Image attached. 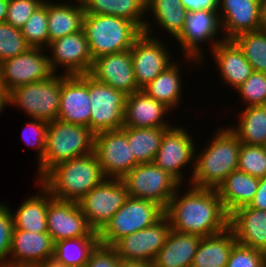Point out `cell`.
Masks as SVG:
<instances>
[{
    "mask_svg": "<svg viewBox=\"0 0 266 267\" xmlns=\"http://www.w3.org/2000/svg\"><path fill=\"white\" fill-rule=\"evenodd\" d=\"M128 196L157 203L164 210L181 185L172 175L153 162L136 165L123 178Z\"/></svg>",
    "mask_w": 266,
    "mask_h": 267,
    "instance_id": "obj_9",
    "label": "cell"
},
{
    "mask_svg": "<svg viewBox=\"0 0 266 267\" xmlns=\"http://www.w3.org/2000/svg\"><path fill=\"white\" fill-rule=\"evenodd\" d=\"M37 267H61V266L55 265L53 262H48Z\"/></svg>",
    "mask_w": 266,
    "mask_h": 267,
    "instance_id": "obj_53",
    "label": "cell"
},
{
    "mask_svg": "<svg viewBox=\"0 0 266 267\" xmlns=\"http://www.w3.org/2000/svg\"><path fill=\"white\" fill-rule=\"evenodd\" d=\"M183 7L190 12L200 10L218 11L219 0H181Z\"/></svg>",
    "mask_w": 266,
    "mask_h": 267,
    "instance_id": "obj_47",
    "label": "cell"
},
{
    "mask_svg": "<svg viewBox=\"0 0 266 267\" xmlns=\"http://www.w3.org/2000/svg\"><path fill=\"white\" fill-rule=\"evenodd\" d=\"M201 238L197 234L180 233L171 229L153 262L154 267H191Z\"/></svg>",
    "mask_w": 266,
    "mask_h": 267,
    "instance_id": "obj_28",
    "label": "cell"
},
{
    "mask_svg": "<svg viewBox=\"0 0 266 267\" xmlns=\"http://www.w3.org/2000/svg\"><path fill=\"white\" fill-rule=\"evenodd\" d=\"M6 106L8 107V104H7V94L2 90L0 89V114L5 110Z\"/></svg>",
    "mask_w": 266,
    "mask_h": 267,
    "instance_id": "obj_52",
    "label": "cell"
},
{
    "mask_svg": "<svg viewBox=\"0 0 266 267\" xmlns=\"http://www.w3.org/2000/svg\"><path fill=\"white\" fill-rule=\"evenodd\" d=\"M259 187V178L238 169L232 171L218 186L216 191L224 210L229 216L235 210L249 206Z\"/></svg>",
    "mask_w": 266,
    "mask_h": 267,
    "instance_id": "obj_27",
    "label": "cell"
},
{
    "mask_svg": "<svg viewBox=\"0 0 266 267\" xmlns=\"http://www.w3.org/2000/svg\"><path fill=\"white\" fill-rule=\"evenodd\" d=\"M175 61L162 71L144 90L151 98L164 103L171 110L180 106L182 101V80L180 63Z\"/></svg>",
    "mask_w": 266,
    "mask_h": 267,
    "instance_id": "obj_33",
    "label": "cell"
},
{
    "mask_svg": "<svg viewBox=\"0 0 266 267\" xmlns=\"http://www.w3.org/2000/svg\"><path fill=\"white\" fill-rule=\"evenodd\" d=\"M181 186L177 188L164 210V214L170 221L171 229L180 233L207 237L221 233L228 228L229 216L224 210L216 189L200 188L188 184L189 189H185L186 192H184V186L182 190Z\"/></svg>",
    "mask_w": 266,
    "mask_h": 267,
    "instance_id": "obj_1",
    "label": "cell"
},
{
    "mask_svg": "<svg viewBox=\"0 0 266 267\" xmlns=\"http://www.w3.org/2000/svg\"><path fill=\"white\" fill-rule=\"evenodd\" d=\"M120 259L112 246L98 244L91 252L86 267H120Z\"/></svg>",
    "mask_w": 266,
    "mask_h": 267,
    "instance_id": "obj_46",
    "label": "cell"
},
{
    "mask_svg": "<svg viewBox=\"0 0 266 267\" xmlns=\"http://www.w3.org/2000/svg\"><path fill=\"white\" fill-rule=\"evenodd\" d=\"M54 242L48 233L13 230L8 267H37L52 262Z\"/></svg>",
    "mask_w": 266,
    "mask_h": 267,
    "instance_id": "obj_20",
    "label": "cell"
},
{
    "mask_svg": "<svg viewBox=\"0 0 266 267\" xmlns=\"http://www.w3.org/2000/svg\"><path fill=\"white\" fill-rule=\"evenodd\" d=\"M27 44L32 48H44L49 45L47 0L32 13L21 29Z\"/></svg>",
    "mask_w": 266,
    "mask_h": 267,
    "instance_id": "obj_38",
    "label": "cell"
},
{
    "mask_svg": "<svg viewBox=\"0 0 266 267\" xmlns=\"http://www.w3.org/2000/svg\"><path fill=\"white\" fill-rule=\"evenodd\" d=\"M194 137L190 135L183 125H173L168 128L161 140L160 147L153 163L172 175L181 185L187 184L184 177V168L188 165L193 170L190 171L188 183L191 180L194 166L197 145ZM196 145V146H195ZM185 181V182H184Z\"/></svg>",
    "mask_w": 266,
    "mask_h": 267,
    "instance_id": "obj_10",
    "label": "cell"
},
{
    "mask_svg": "<svg viewBox=\"0 0 266 267\" xmlns=\"http://www.w3.org/2000/svg\"><path fill=\"white\" fill-rule=\"evenodd\" d=\"M89 75L125 95L140 90L136 85L130 49L94 59Z\"/></svg>",
    "mask_w": 266,
    "mask_h": 267,
    "instance_id": "obj_21",
    "label": "cell"
},
{
    "mask_svg": "<svg viewBox=\"0 0 266 267\" xmlns=\"http://www.w3.org/2000/svg\"><path fill=\"white\" fill-rule=\"evenodd\" d=\"M85 14L112 15L135 23L144 31L147 0H81Z\"/></svg>",
    "mask_w": 266,
    "mask_h": 267,
    "instance_id": "obj_32",
    "label": "cell"
},
{
    "mask_svg": "<svg viewBox=\"0 0 266 267\" xmlns=\"http://www.w3.org/2000/svg\"><path fill=\"white\" fill-rule=\"evenodd\" d=\"M46 51L55 74L83 75L92 68L94 59L83 29L50 42ZM61 68L63 72H58Z\"/></svg>",
    "mask_w": 266,
    "mask_h": 267,
    "instance_id": "obj_15",
    "label": "cell"
},
{
    "mask_svg": "<svg viewBox=\"0 0 266 267\" xmlns=\"http://www.w3.org/2000/svg\"><path fill=\"white\" fill-rule=\"evenodd\" d=\"M164 43L155 33L143 32L130 49L136 85L139 89H143L174 63L171 59L172 51H169L168 45Z\"/></svg>",
    "mask_w": 266,
    "mask_h": 267,
    "instance_id": "obj_16",
    "label": "cell"
},
{
    "mask_svg": "<svg viewBox=\"0 0 266 267\" xmlns=\"http://www.w3.org/2000/svg\"><path fill=\"white\" fill-rule=\"evenodd\" d=\"M94 153L105 178L122 179L139 164L122 129L95 134Z\"/></svg>",
    "mask_w": 266,
    "mask_h": 267,
    "instance_id": "obj_13",
    "label": "cell"
},
{
    "mask_svg": "<svg viewBox=\"0 0 266 267\" xmlns=\"http://www.w3.org/2000/svg\"><path fill=\"white\" fill-rule=\"evenodd\" d=\"M99 244L98 236L56 241L52 262L61 267H86L91 252Z\"/></svg>",
    "mask_w": 266,
    "mask_h": 267,
    "instance_id": "obj_35",
    "label": "cell"
},
{
    "mask_svg": "<svg viewBox=\"0 0 266 267\" xmlns=\"http://www.w3.org/2000/svg\"><path fill=\"white\" fill-rule=\"evenodd\" d=\"M237 119L229 128L242 144L266 147V105L245 107Z\"/></svg>",
    "mask_w": 266,
    "mask_h": 267,
    "instance_id": "obj_34",
    "label": "cell"
},
{
    "mask_svg": "<svg viewBox=\"0 0 266 267\" xmlns=\"http://www.w3.org/2000/svg\"><path fill=\"white\" fill-rule=\"evenodd\" d=\"M211 137L199 152L196 147L195 166L189 182L192 186L217 189L232 171L237 170L241 142L236 134L227 126L216 128Z\"/></svg>",
    "mask_w": 266,
    "mask_h": 267,
    "instance_id": "obj_2",
    "label": "cell"
},
{
    "mask_svg": "<svg viewBox=\"0 0 266 267\" xmlns=\"http://www.w3.org/2000/svg\"><path fill=\"white\" fill-rule=\"evenodd\" d=\"M47 15L49 43L83 28L85 11L81 0H47Z\"/></svg>",
    "mask_w": 266,
    "mask_h": 267,
    "instance_id": "obj_26",
    "label": "cell"
},
{
    "mask_svg": "<svg viewBox=\"0 0 266 267\" xmlns=\"http://www.w3.org/2000/svg\"><path fill=\"white\" fill-rule=\"evenodd\" d=\"M89 74L67 76L61 74L58 119L90 129Z\"/></svg>",
    "mask_w": 266,
    "mask_h": 267,
    "instance_id": "obj_19",
    "label": "cell"
},
{
    "mask_svg": "<svg viewBox=\"0 0 266 267\" xmlns=\"http://www.w3.org/2000/svg\"><path fill=\"white\" fill-rule=\"evenodd\" d=\"M47 232L53 242L85 236H98L87 223L77 202L52 198L47 207Z\"/></svg>",
    "mask_w": 266,
    "mask_h": 267,
    "instance_id": "obj_18",
    "label": "cell"
},
{
    "mask_svg": "<svg viewBox=\"0 0 266 267\" xmlns=\"http://www.w3.org/2000/svg\"><path fill=\"white\" fill-rule=\"evenodd\" d=\"M219 32L222 33V27L218 11H187L183 29L175 38L183 51L181 53H183L182 58L187 61L185 63L194 64L192 66L201 65L202 60L205 59L204 56H206L202 53L204 52L202 44L209 42L210 45L208 44V46L211 47L209 49L212 51L219 43L226 40Z\"/></svg>",
    "mask_w": 266,
    "mask_h": 267,
    "instance_id": "obj_6",
    "label": "cell"
},
{
    "mask_svg": "<svg viewBox=\"0 0 266 267\" xmlns=\"http://www.w3.org/2000/svg\"><path fill=\"white\" fill-rule=\"evenodd\" d=\"M211 52L221 80L234 90L243 84L254 71L243 51L233 40L219 43Z\"/></svg>",
    "mask_w": 266,
    "mask_h": 267,
    "instance_id": "obj_25",
    "label": "cell"
},
{
    "mask_svg": "<svg viewBox=\"0 0 266 267\" xmlns=\"http://www.w3.org/2000/svg\"><path fill=\"white\" fill-rule=\"evenodd\" d=\"M262 0H219L218 13L226 40L261 29Z\"/></svg>",
    "mask_w": 266,
    "mask_h": 267,
    "instance_id": "obj_22",
    "label": "cell"
},
{
    "mask_svg": "<svg viewBox=\"0 0 266 267\" xmlns=\"http://www.w3.org/2000/svg\"><path fill=\"white\" fill-rule=\"evenodd\" d=\"M93 59L129 50L143 31L116 16L85 14L83 28Z\"/></svg>",
    "mask_w": 266,
    "mask_h": 267,
    "instance_id": "obj_5",
    "label": "cell"
},
{
    "mask_svg": "<svg viewBox=\"0 0 266 267\" xmlns=\"http://www.w3.org/2000/svg\"><path fill=\"white\" fill-rule=\"evenodd\" d=\"M256 72L266 73V30L245 32L232 39Z\"/></svg>",
    "mask_w": 266,
    "mask_h": 267,
    "instance_id": "obj_37",
    "label": "cell"
},
{
    "mask_svg": "<svg viewBox=\"0 0 266 267\" xmlns=\"http://www.w3.org/2000/svg\"><path fill=\"white\" fill-rule=\"evenodd\" d=\"M120 267H154L153 263L146 261H120Z\"/></svg>",
    "mask_w": 266,
    "mask_h": 267,
    "instance_id": "obj_49",
    "label": "cell"
},
{
    "mask_svg": "<svg viewBox=\"0 0 266 267\" xmlns=\"http://www.w3.org/2000/svg\"><path fill=\"white\" fill-rule=\"evenodd\" d=\"M244 107L266 105V73L256 72L235 89Z\"/></svg>",
    "mask_w": 266,
    "mask_h": 267,
    "instance_id": "obj_41",
    "label": "cell"
},
{
    "mask_svg": "<svg viewBox=\"0 0 266 267\" xmlns=\"http://www.w3.org/2000/svg\"><path fill=\"white\" fill-rule=\"evenodd\" d=\"M35 185L39 187V191L32 196H28L14 211L15 213L11 209L14 230L48 233L47 207L48 202L53 197L38 181L37 183L35 181Z\"/></svg>",
    "mask_w": 266,
    "mask_h": 267,
    "instance_id": "obj_29",
    "label": "cell"
},
{
    "mask_svg": "<svg viewBox=\"0 0 266 267\" xmlns=\"http://www.w3.org/2000/svg\"><path fill=\"white\" fill-rule=\"evenodd\" d=\"M128 197L122 179L105 178L77 203L90 227L99 232Z\"/></svg>",
    "mask_w": 266,
    "mask_h": 267,
    "instance_id": "obj_11",
    "label": "cell"
},
{
    "mask_svg": "<svg viewBox=\"0 0 266 267\" xmlns=\"http://www.w3.org/2000/svg\"><path fill=\"white\" fill-rule=\"evenodd\" d=\"M164 209L150 200L128 197L107 224L98 232L99 243L113 246L124 236L153 225Z\"/></svg>",
    "mask_w": 266,
    "mask_h": 267,
    "instance_id": "obj_8",
    "label": "cell"
},
{
    "mask_svg": "<svg viewBox=\"0 0 266 267\" xmlns=\"http://www.w3.org/2000/svg\"><path fill=\"white\" fill-rule=\"evenodd\" d=\"M95 133L86 126L63 122H48L45 152L37 163L36 182L54 166L94 152Z\"/></svg>",
    "mask_w": 266,
    "mask_h": 267,
    "instance_id": "obj_4",
    "label": "cell"
},
{
    "mask_svg": "<svg viewBox=\"0 0 266 267\" xmlns=\"http://www.w3.org/2000/svg\"><path fill=\"white\" fill-rule=\"evenodd\" d=\"M126 96L89 75L90 129L95 134L123 127Z\"/></svg>",
    "mask_w": 266,
    "mask_h": 267,
    "instance_id": "obj_12",
    "label": "cell"
},
{
    "mask_svg": "<svg viewBox=\"0 0 266 267\" xmlns=\"http://www.w3.org/2000/svg\"><path fill=\"white\" fill-rule=\"evenodd\" d=\"M14 224L11 208L0 203V267H8Z\"/></svg>",
    "mask_w": 266,
    "mask_h": 267,
    "instance_id": "obj_44",
    "label": "cell"
},
{
    "mask_svg": "<svg viewBox=\"0 0 266 267\" xmlns=\"http://www.w3.org/2000/svg\"><path fill=\"white\" fill-rule=\"evenodd\" d=\"M44 0H9L5 22L22 29L32 13Z\"/></svg>",
    "mask_w": 266,
    "mask_h": 267,
    "instance_id": "obj_43",
    "label": "cell"
},
{
    "mask_svg": "<svg viewBox=\"0 0 266 267\" xmlns=\"http://www.w3.org/2000/svg\"><path fill=\"white\" fill-rule=\"evenodd\" d=\"M127 135L128 144L135 160L141 163L153 162L160 147L165 131L168 128H121Z\"/></svg>",
    "mask_w": 266,
    "mask_h": 267,
    "instance_id": "obj_36",
    "label": "cell"
},
{
    "mask_svg": "<svg viewBox=\"0 0 266 267\" xmlns=\"http://www.w3.org/2000/svg\"><path fill=\"white\" fill-rule=\"evenodd\" d=\"M237 169L259 179L266 177V147L241 143Z\"/></svg>",
    "mask_w": 266,
    "mask_h": 267,
    "instance_id": "obj_39",
    "label": "cell"
},
{
    "mask_svg": "<svg viewBox=\"0 0 266 267\" xmlns=\"http://www.w3.org/2000/svg\"><path fill=\"white\" fill-rule=\"evenodd\" d=\"M228 227L236 241L266 253V211L245 206L229 215Z\"/></svg>",
    "mask_w": 266,
    "mask_h": 267,
    "instance_id": "obj_24",
    "label": "cell"
},
{
    "mask_svg": "<svg viewBox=\"0 0 266 267\" xmlns=\"http://www.w3.org/2000/svg\"><path fill=\"white\" fill-rule=\"evenodd\" d=\"M170 110L164 103L151 98L140 89L126 96L123 127L170 128L174 124L165 116L172 113Z\"/></svg>",
    "mask_w": 266,
    "mask_h": 267,
    "instance_id": "obj_23",
    "label": "cell"
},
{
    "mask_svg": "<svg viewBox=\"0 0 266 267\" xmlns=\"http://www.w3.org/2000/svg\"><path fill=\"white\" fill-rule=\"evenodd\" d=\"M170 230V221L164 214L153 225L124 236L112 247L116 250L120 260L153 263L164 246Z\"/></svg>",
    "mask_w": 266,
    "mask_h": 267,
    "instance_id": "obj_17",
    "label": "cell"
},
{
    "mask_svg": "<svg viewBox=\"0 0 266 267\" xmlns=\"http://www.w3.org/2000/svg\"><path fill=\"white\" fill-rule=\"evenodd\" d=\"M261 29L266 30V0L261 1Z\"/></svg>",
    "mask_w": 266,
    "mask_h": 267,
    "instance_id": "obj_51",
    "label": "cell"
},
{
    "mask_svg": "<svg viewBox=\"0 0 266 267\" xmlns=\"http://www.w3.org/2000/svg\"><path fill=\"white\" fill-rule=\"evenodd\" d=\"M61 74L49 79L17 87L7 94V104L19 107L33 119L51 122L58 119Z\"/></svg>",
    "mask_w": 266,
    "mask_h": 267,
    "instance_id": "obj_7",
    "label": "cell"
},
{
    "mask_svg": "<svg viewBox=\"0 0 266 267\" xmlns=\"http://www.w3.org/2000/svg\"><path fill=\"white\" fill-rule=\"evenodd\" d=\"M44 48L30 47L26 52L2 62V90L13 89L52 77L50 59Z\"/></svg>",
    "mask_w": 266,
    "mask_h": 267,
    "instance_id": "obj_14",
    "label": "cell"
},
{
    "mask_svg": "<svg viewBox=\"0 0 266 267\" xmlns=\"http://www.w3.org/2000/svg\"><path fill=\"white\" fill-rule=\"evenodd\" d=\"M249 207L266 211V177L259 179V187Z\"/></svg>",
    "mask_w": 266,
    "mask_h": 267,
    "instance_id": "obj_48",
    "label": "cell"
},
{
    "mask_svg": "<svg viewBox=\"0 0 266 267\" xmlns=\"http://www.w3.org/2000/svg\"><path fill=\"white\" fill-rule=\"evenodd\" d=\"M236 242L229 227L221 233L202 237L191 267H226L229 254Z\"/></svg>",
    "mask_w": 266,
    "mask_h": 267,
    "instance_id": "obj_31",
    "label": "cell"
},
{
    "mask_svg": "<svg viewBox=\"0 0 266 267\" xmlns=\"http://www.w3.org/2000/svg\"><path fill=\"white\" fill-rule=\"evenodd\" d=\"M9 0H0V23H4L8 10Z\"/></svg>",
    "mask_w": 266,
    "mask_h": 267,
    "instance_id": "obj_50",
    "label": "cell"
},
{
    "mask_svg": "<svg viewBox=\"0 0 266 267\" xmlns=\"http://www.w3.org/2000/svg\"><path fill=\"white\" fill-rule=\"evenodd\" d=\"M226 267H266V253L236 242Z\"/></svg>",
    "mask_w": 266,
    "mask_h": 267,
    "instance_id": "obj_42",
    "label": "cell"
},
{
    "mask_svg": "<svg viewBox=\"0 0 266 267\" xmlns=\"http://www.w3.org/2000/svg\"><path fill=\"white\" fill-rule=\"evenodd\" d=\"M104 179L93 152L54 166L38 182L53 198L78 202Z\"/></svg>",
    "mask_w": 266,
    "mask_h": 267,
    "instance_id": "obj_3",
    "label": "cell"
},
{
    "mask_svg": "<svg viewBox=\"0 0 266 267\" xmlns=\"http://www.w3.org/2000/svg\"><path fill=\"white\" fill-rule=\"evenodd\" d=\"M0 89H2V62L0 61Z\"/></svg>",
    "mask_w": 266,
    "mask_h": 267,
    "instance_id": "obj_54",
    "label": "cell"
},
{
    "mask_svg": "<svg viewBox=\"0 0 266 267\" xmlns=\"http://www.w3.org/2000/svg\"><path fill=\"white\" fill-rule=\"evenodd\" d=\"M147 14H152V23L147 20L144 33L152 34L161 27L169 36L176 38L182 31L186 19L187 10L183 7L181 0H147ZM157 26V28H156ZM159 26V27H158ZM155 29V30H154Z\"/></svg>",
    "mask_w": 266,
    "mask_h": 267,
    "instance_id": "obj_30",
    "label": "cell"
},
{
    "mask_svg": "<svg viewBox=\"0 0 266 267\" xmlns=\"http://www.w3.org/2000/svg\"><path fill=\"white\" fill-rule=\"evenodd\" d=\"M27 44L21 29L4 22L0 23V61L3 62L26 52Z\"/></svg>",
    "mask_w": 266,
    "mask_h": 267,
    "instance_id": "obj_40",
    "label": "cell"
},
{
    "mask_svg": "<svg viewBox=\"0 0 266 267\" xmlns=\"http://www.w3.org/2000/svg\"><path fill=\"white\" fill-rule=\"evenodd\" d=\"M31 120L23 129L22 139L27 146L37 149L38 163L43 159L45 152L46 134L48 122L40 119Z\"/></svg>",
    "mask_w": 266,
    "mask_h": 267,
    "instance_id": "obj_45",
    "label": "cell"
}]
</instances>
